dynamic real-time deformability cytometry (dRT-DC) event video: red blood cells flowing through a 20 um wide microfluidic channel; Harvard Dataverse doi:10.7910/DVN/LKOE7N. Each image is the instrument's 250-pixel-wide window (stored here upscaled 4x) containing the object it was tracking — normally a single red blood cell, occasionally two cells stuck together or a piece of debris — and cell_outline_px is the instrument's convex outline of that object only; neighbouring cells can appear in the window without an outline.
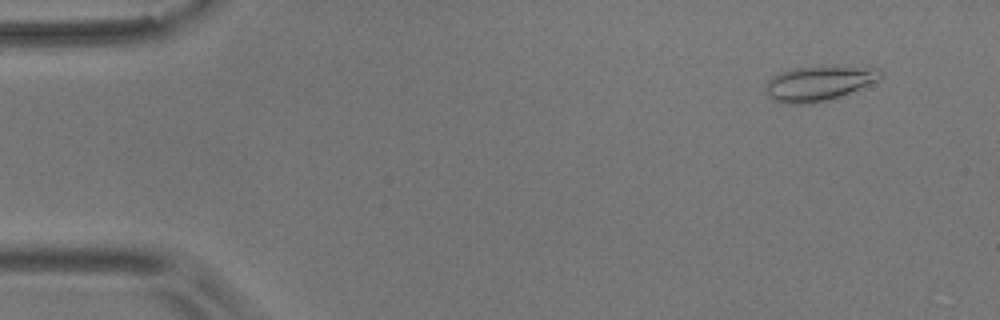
{"species": "common noctule bat (a hibernating species)", "species_latin": "Nyctalus noctula", "temperature_condition": "room temperature", "stored_images_in_passage": 16, "camera_frame_rate_fps": 3000, "um_per_image_px": 0.085, "animal": {"sex": "male", "body_mass_g": 17.9}, "frame": {"image": 1, "passage_image": 5, "time_ms": 1.333, "image_size_px": [1000, 320], "cell_outline_px": [[884, 76], [880, 80], [840, 96], [828, 100], [812, 104], [784, 104], [772, 100], [764, 92], [768, 80], [772, 76], [792, 68], [832, 64], [880, 68], [884, 72]], "centroid_in_image_um": [69.64, 7.05], "position_along_channel_um": 15.4, "area_um2": 24.28}}